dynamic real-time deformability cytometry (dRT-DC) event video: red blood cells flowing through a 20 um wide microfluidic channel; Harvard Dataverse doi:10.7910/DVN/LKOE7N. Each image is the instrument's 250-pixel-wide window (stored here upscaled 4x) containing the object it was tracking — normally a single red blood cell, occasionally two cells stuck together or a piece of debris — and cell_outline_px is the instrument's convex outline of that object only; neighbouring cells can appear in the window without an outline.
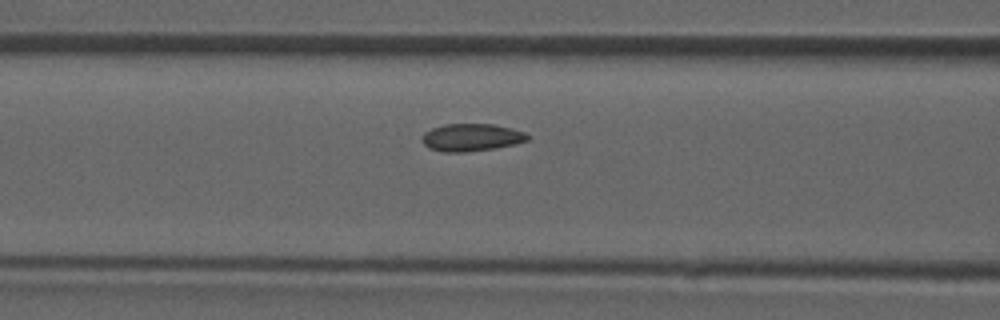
{"species": "common noctule bat (a hibernating species)", "species_latin": "Nyctalus noctula", "temperature_condition": "room temperature", "stored_images_in_passage": 35, "camera_frame_rate_fps": 3000, "um_per_image_px": 0.085, "animal": {"sex": "male", "forearm_length_mm": 52.5}, "frame": {"image": 1, "passage_image": 20, "time_ms": 6.333, "image_size_px": [1000, 320], "cell_outline_px": [[528, 140], [516, 144], [496, 148], [464, 152], [444, 152], [428, 148], [420, 140], [420, 136], [424, 132], [432, 128], [444, 124], [492, 124], [512, 128], [524, 132], [528, 136]], "centroid_in_image_um": [40.03, 11.68], "position_along_channel_um": 126.6, "area_um2": 17.05}}